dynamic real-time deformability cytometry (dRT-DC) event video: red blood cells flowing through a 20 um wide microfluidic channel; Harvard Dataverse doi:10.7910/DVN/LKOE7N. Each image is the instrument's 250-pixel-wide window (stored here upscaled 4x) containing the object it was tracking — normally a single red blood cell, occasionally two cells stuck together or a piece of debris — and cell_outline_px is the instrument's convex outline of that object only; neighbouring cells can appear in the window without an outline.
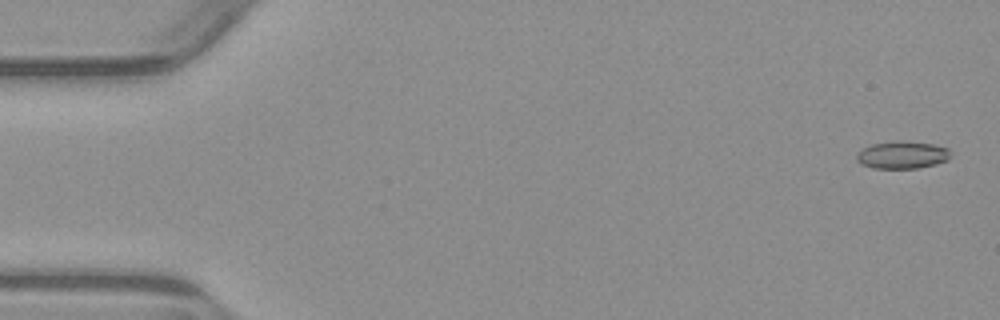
{"species": "common noctule bat (a hibernating species)", "species_latin": "Nyctalus noctula", "temperature_condition": "warm", "stored_images_in_passage": 5, "camera_frame_rate_fps": 3000, "um_per_image_px": 0.085, "animal": {"sex": "male", "body_mass_g": 23.1, "forearm_length_mm": 52.7}, "frame": {"image": 1, "passage_image": 1, "time_ms": 0.0, "image_size_px": [1000, 320], "cell_outline_px": [[948, 160], [936, 164], [916, 168], [872, 168], [860, 164], [856, 160], [856, 152], [872, 144], [936, 144], [948, 148]], "centroid_in_image_um": [76.65, 13.23], "position_along_channel_um": 8.3, "area_um2": 14.16}}
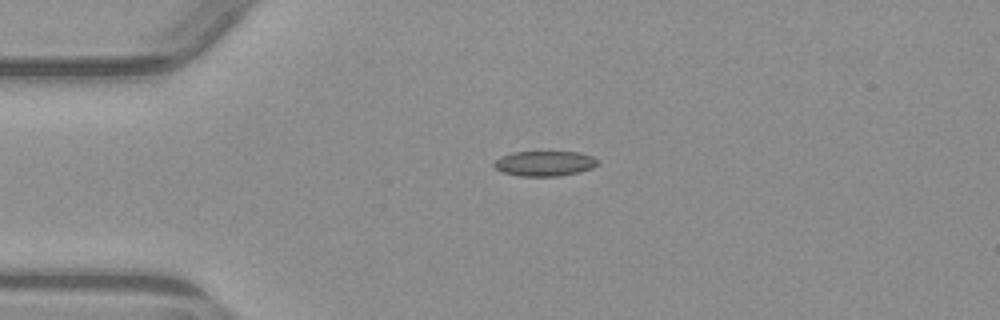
{"frame": {"image": 2, "passage_image": 4, "time_ms": 3.667, "image_size_px": [1000, 320], "cell_outline_px": [[600, 160], [592, 168], [580, 172], [556, 176], [520, 176], [504, 172], [496, 168], [492, 164], [496, 160], [512, 152], [580, 152], [592, 156]], "centroid_in_image_um": [46.33, 13.89], "position_along_channel_um": 38.7, "area_um2": 15.03}}